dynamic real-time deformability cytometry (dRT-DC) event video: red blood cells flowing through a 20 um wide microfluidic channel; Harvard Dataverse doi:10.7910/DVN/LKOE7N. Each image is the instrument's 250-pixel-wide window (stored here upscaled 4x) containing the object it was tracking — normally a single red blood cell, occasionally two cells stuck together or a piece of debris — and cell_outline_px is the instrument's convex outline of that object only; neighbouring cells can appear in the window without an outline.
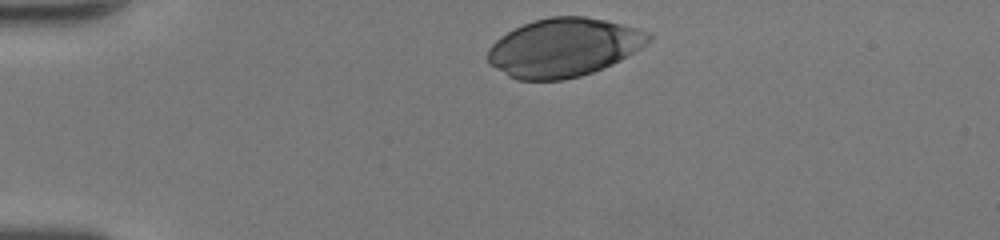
{"species": "human", "species_latin": "Homo sapiens", "temperature_condition": "room temperature", "stored_images_in_passage": 30, "camera_frame_rate_fps": 3000, "um_per_image_px": 0.085, "donor": {"sex": "female"}, "frame": {"image": 1, "passage_image": 1, "time_ms": 0.0, "image_size_px": [1000, 240], "cell_outline_px": [[652, 36], [648, 44], [620, 60], [612, 64], [592, 72], [580, 76], [564, 80], [516, 80], [508, 76], [488, 64], [488, 48], [500, 36], [532, 20], [552, 16], [584, 16], [604, 20], [636, 28], [648, 32]], "centroid_in_image_um": [47.89, 4.04], "position_along_channel_um": 37.1, "area_um2": 54.74}}